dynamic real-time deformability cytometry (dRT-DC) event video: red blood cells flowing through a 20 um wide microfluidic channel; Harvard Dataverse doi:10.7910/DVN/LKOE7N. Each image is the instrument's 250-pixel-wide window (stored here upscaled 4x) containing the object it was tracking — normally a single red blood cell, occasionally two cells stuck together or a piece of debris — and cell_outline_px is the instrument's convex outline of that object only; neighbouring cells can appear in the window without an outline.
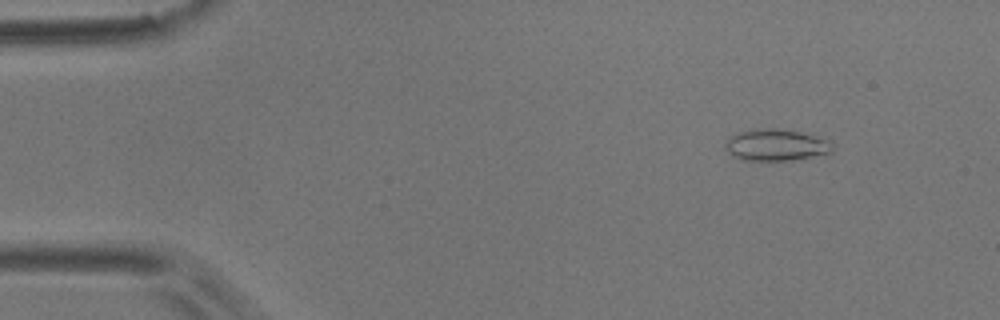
{"species": "common noctule bat (a hibernating species)", "species_latin": "Nyctalus noctula", "temperature_condition": "room temperature", "stored_images_in_passage": 5, "camera_frame_rate_fps": 3000, "um_per_image_px": 0.085, "animal": {"sex": "male", "body_mass_g": 17.9}, "frame": {"image": 1, "passage_image": 2, "time_ms": 2.0, "image_size_px": [1000, 320], "cell_outline_px": [[832, 152], [792, 160], [768, 164], [740, 160], [732, 156], [724, 148], [724, 144], [732, 136], [740, 132], [752, 128], [772, 128], [800, 132], [832, 140]], "centroid_in_image_um": [65.92, 12.37], "position_along_channel_um": 19.1, "area_um2": 20.52}}